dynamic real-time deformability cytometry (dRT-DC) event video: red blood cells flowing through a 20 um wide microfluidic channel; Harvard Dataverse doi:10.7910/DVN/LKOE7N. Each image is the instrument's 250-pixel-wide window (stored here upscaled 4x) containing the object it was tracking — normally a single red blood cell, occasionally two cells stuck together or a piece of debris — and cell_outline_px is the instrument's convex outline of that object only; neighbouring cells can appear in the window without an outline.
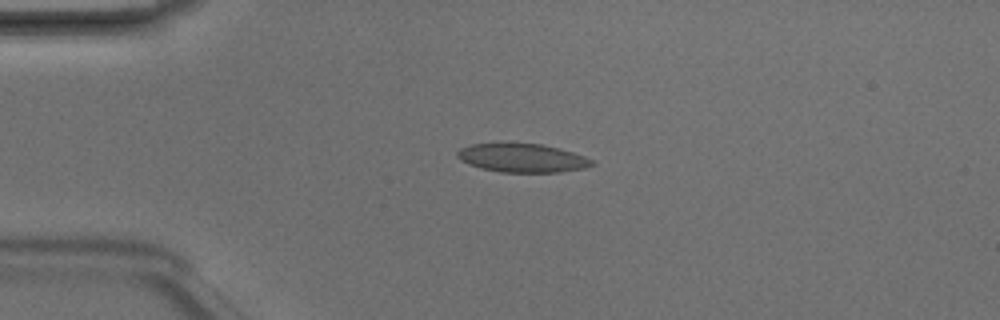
{"species": "Egyptian fruit bat (a non-hibernating species)", "species_latin": "Rousettus aegyptiacus", "temperature_condition": "room temperature", "stored_images_in_passage": 3, "camera_frame_rate_fps": 3000, "um_per_image_px": 0.085, "animal": {"sex": "male"}, "frame": {"image": 1, "passage_image": 2, "time_ms": 0.333, "image_size_px": [1000, 320], "cell_outline_px": [[596, 164], [584, 168], [560, 172], [500, 172], [480, 168], [460, 160], [456, 156], [456, 152], [460, 148], [472, 144], [540, 144], [560, 148], [584, 156], [592, 160]], "centroid_in_image_um": [44.39, 13.44], "position_along_channel_um": 40.6, "area_um2": 22.25}}